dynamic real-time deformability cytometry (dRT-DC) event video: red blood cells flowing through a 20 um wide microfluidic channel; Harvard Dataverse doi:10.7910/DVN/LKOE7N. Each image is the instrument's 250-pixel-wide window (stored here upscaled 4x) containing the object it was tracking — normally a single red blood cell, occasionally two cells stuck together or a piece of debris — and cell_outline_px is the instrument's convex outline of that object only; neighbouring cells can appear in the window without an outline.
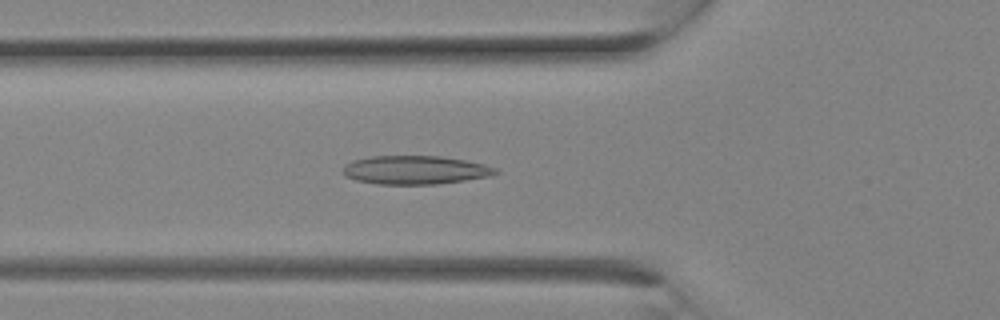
{"species": "Egyptian fruit bat (a non-hibernating species)", "species_latin": "Rousettus aegyptiacus", "temperature_condition": "room temperature", "stored_images_in_passage": 7, "camera_frame_rate_fps": 3000, "um_per_image_px": 0.085, "animal": {"sex": "female"}, "frame": {"image": 1, "passage_image": 5, "time_ms": 1.333, "image_size_px": [1000, 320], "cell_outline_px": [[500, 172], [492, 176], [436, 184], [376, 184], [356, 180], [344, 176], [344, 164], [352, 160], [372, 156], [440, 156], [464, 160], [484, 164], [496, 168]], "centroid_in_image_um": [35.29, 14.45], "position_along_channel_um": 90.5, "area_um2": 25.43}}
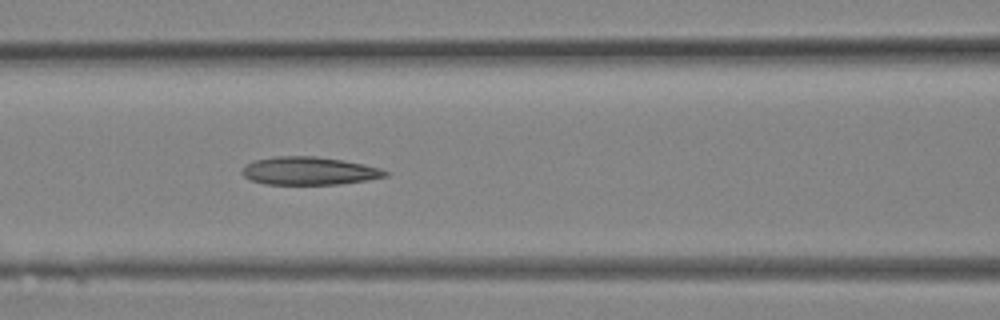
{"frame": {"image": 2, "passage_image": 7, "time_ms": 2.0, "image_size_px": [1000, 320], "cell_outline_px": [[388, 176], [368, 180], [340, 184], [264, 184], [252, 180], [244, 176], [240, 172], [244, 164], [252, 160], [272, 156], [316, 156], [364, 164], [380, 168], [388, 172]], "centroid_in_image_um": [26.23, 14.52], "position_along_channel_um": 140.4, "area_um2": 23.52}}